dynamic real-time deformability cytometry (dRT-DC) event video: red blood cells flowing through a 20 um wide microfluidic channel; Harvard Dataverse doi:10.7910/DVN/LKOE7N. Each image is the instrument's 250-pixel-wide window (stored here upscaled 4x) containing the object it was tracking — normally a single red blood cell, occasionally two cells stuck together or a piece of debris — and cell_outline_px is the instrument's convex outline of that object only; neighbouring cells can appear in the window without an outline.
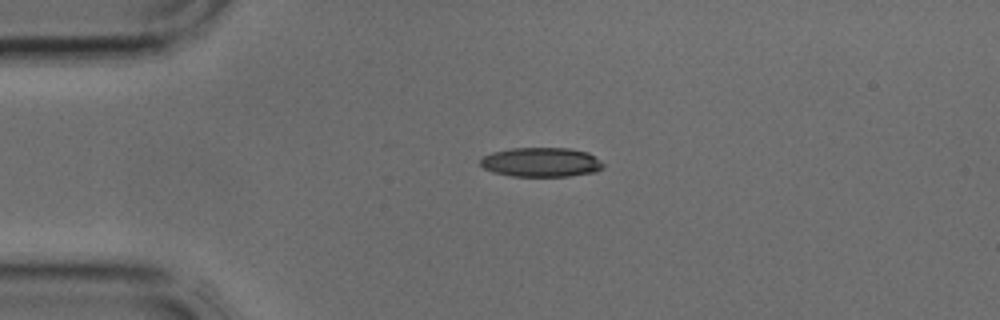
{"species": "common noctule bat (a hibernating species)", "species_latin": "Nyctalus noctula", "temperature_condition": "cold", "stored_images_in_passage": 3, "camera_frame_rate_fps": 3000, "um_per_image_px": 0.085, "animal": {"sex": "male", "body_mass_g": 17.9, "forearm_length_mm": 54.2}, "frame": {"image": 1, "passage_image": 2, "time_ms": 0.333, "image_size_px": [1000, 320], "cell_outline_px": [[604, 168], [596, 172], [568, 176], [512, 176], [492, 172], [484, 168], [480, 164], [480, 160], [484, 156], [492, 152], [512, 148], [568, 148], [588, 152], [604, 164]], "centroid_in_image_um": [46.0, 13.79], "position_along_channel_um": 39.0, "area_um2": 21.04}}
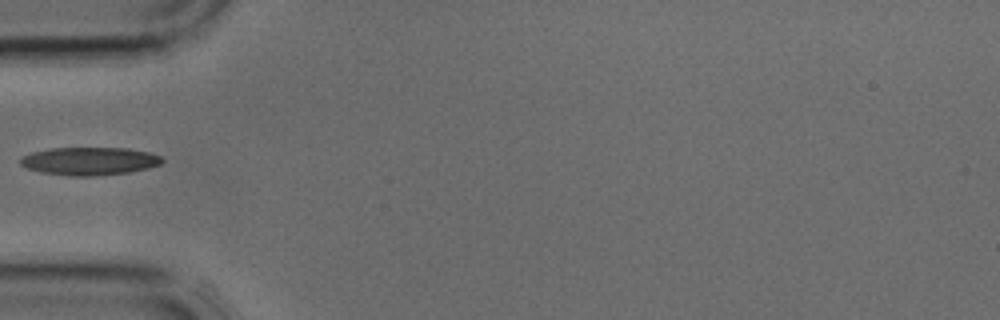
{"frame": {"image": 2, "passage_image": 3, "time_ms": 0.667, "image_size_px": [1000, 320], "cell_outline_px": [[164, 160], [160, 164], [148, 168], [128, 172], [96, 176], [68, 176], [40, 172], [28, 168], [20, 164], [20, 160], [24, 156], [32, 152], [52, 148], [128, 148], [148, 152], [160, 156]], "centroid_in_image_um": [7.61, 13.7], "position_along_channel_um": 77.4, "area_um2": 23.0}}